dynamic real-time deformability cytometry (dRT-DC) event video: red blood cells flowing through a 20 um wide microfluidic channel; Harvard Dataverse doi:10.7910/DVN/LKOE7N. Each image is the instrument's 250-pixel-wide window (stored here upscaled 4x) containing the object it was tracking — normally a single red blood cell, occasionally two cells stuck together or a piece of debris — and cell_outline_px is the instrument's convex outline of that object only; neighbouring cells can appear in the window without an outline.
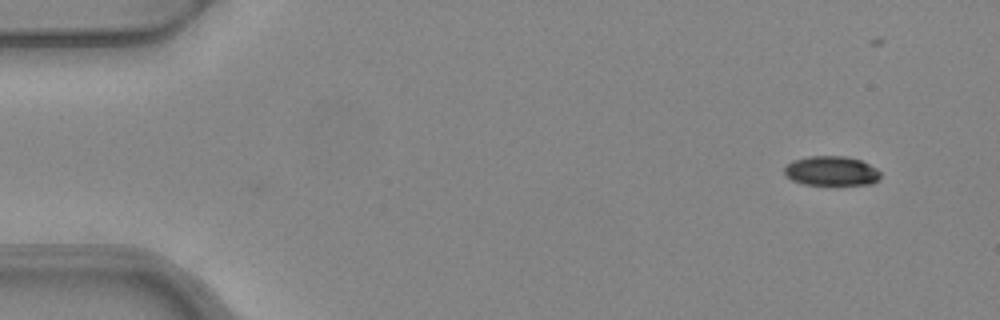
{"species": "common noctule bat (a hibernating species)", "species_latin": "Nyctalus noctula", "temperature_condition": "warm", "stored_images_in_passage": 4, "camera_frame_rate_fps": 3000, "um_per_image_px": 0.085, "animal": {"sex": "female", "body_mass_g": 24.6, "forearm_length_mm": 56.2}, "frame": {"image": 1, "passage_image": 1, "time_ms": 0.0, "image_size_px": [1000, 320], "cell_outline_px": [[880, 180], [872, 184], [804, 184], [792, 180], [784, 172], [784, 168], [792, 160], [808, 156], [844, 156], [860, 160], [876, 168], [880, 172]], "centroid_in_image_um": [70.68, 14.52], "position_along_channel_um": 14.3, "area_um2": 16.42}}
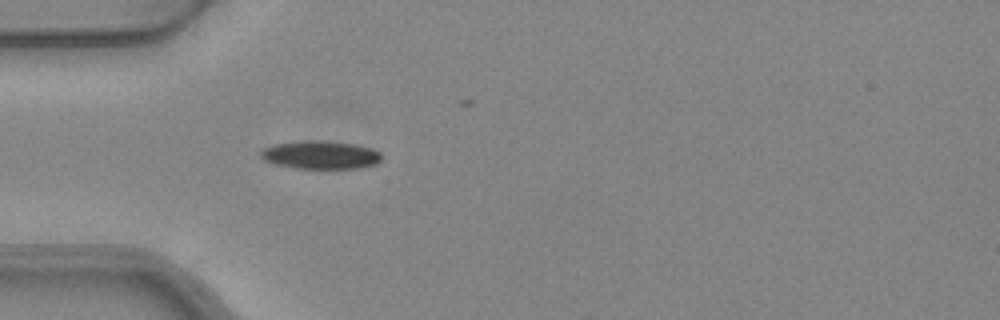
{"frame": {"image": 2, "passage_image": 4, "time_ms": 1.0, "image_size_px": [1000, 320], "cell_outline_px": [[380, 160], [376, 164], [356, 168], [296, 168], [272, 164], [264, 160], [260, 156], [260, 152], [264, 148], [272, 144], [308, 140], [320, 140], [352, 144], [372, 148], [380, 152]], "centroid_in_image_um": [27.19, 13.16], "position_along_channel_um": 57.8, "area_um2": 19.77}}